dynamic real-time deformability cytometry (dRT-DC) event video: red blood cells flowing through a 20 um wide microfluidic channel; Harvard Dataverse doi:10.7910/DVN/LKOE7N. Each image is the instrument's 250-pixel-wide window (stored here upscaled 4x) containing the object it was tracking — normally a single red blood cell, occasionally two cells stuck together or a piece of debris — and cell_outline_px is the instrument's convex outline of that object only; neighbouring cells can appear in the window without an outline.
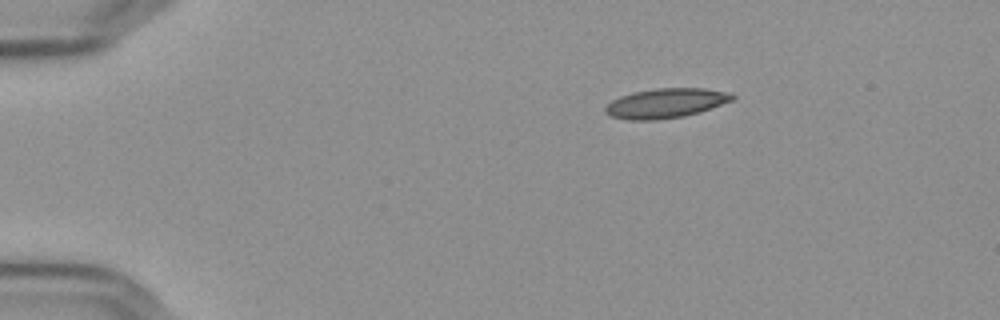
{"species": "Egyptian fruit bat (a non-hibernating species)", "species_latin": "Rousettus aegyptiacus", "temperature_condition": "cold", "stored_images_in_passage": 48, "camera_frame_rate_fps": 3000, "um_per_image_px": 0.085, "frame": {"image": 1, "passage_image": 1, "time_ms": 0.0, "image_size_px": [1000, 320], "cell_outline_px": [[736, 96], [732, 100], [700, 112], [684, 116], [656, 120], [628, 120], [612, 116], [604, 112], [604, 108], [612, 100], [620, 96], [636, 92], [656, 88], [704, 88], [724, 92]], "centroid_in_image_um": [56.56, 8.78], "position_along_channel_um": 28.4, "area_um2": 21.68}}
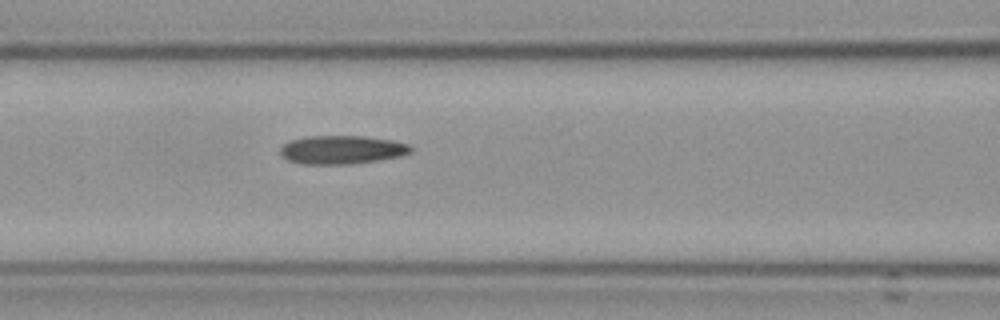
{"frame": {"image": 2, "passage_image": 16, "time_ms": 5.0, "image_size_px": [1000, 320], "cell_outline_px": [[412, 152], [400, 156], [376, 160], [348, 164], [304, 164], [288, 160], [280, 156], [280, 148], [288, 140], [308, 136], [364, 136], [392, 140], [408, 144], [412, 148]], "centroid_in_image_um": [29.02, 12.72], "position_along_channel_um": 137.6, "area_um2": 21.68}}
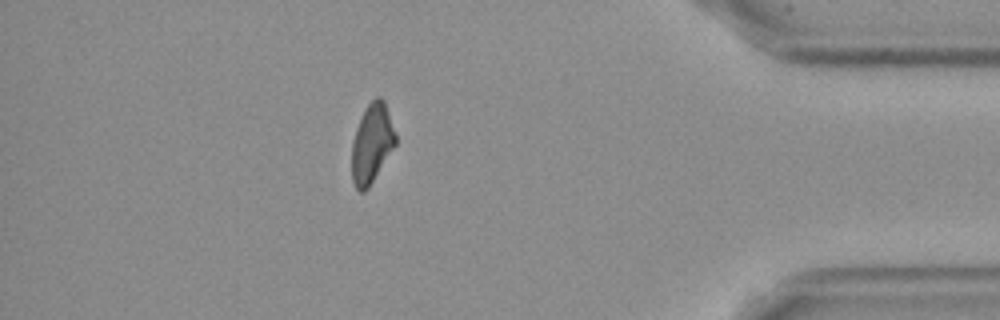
{"frame": {"image": 3, "passage_image": 41, "time_ms": 13.333, "image_size_px": [1000, 320], "cell_outline_px": [[396, 144], [368, 188], [364, 192], [360, 192], [356, 188], [352, 180], [352, 140], [356, 128], [364, 108], [376, 96], [380, 96], [384, 100], [396, 136]], "centroid_in_image_um": [31.59, 12.18], "position_along_channel_um": 403.6, "area_um2": 20.06}, "authors_computed_cell_mechanics": {"area_um2": 21.4438, "velocity_mm_per_s": 3.6279, "shape_relaxation_time_tau1_ms": null, "shape_relaxation_time_tau2_ms": 7.3269, "deformation_change_tau1": null, "deformation_change_tau2": 0.1595}}